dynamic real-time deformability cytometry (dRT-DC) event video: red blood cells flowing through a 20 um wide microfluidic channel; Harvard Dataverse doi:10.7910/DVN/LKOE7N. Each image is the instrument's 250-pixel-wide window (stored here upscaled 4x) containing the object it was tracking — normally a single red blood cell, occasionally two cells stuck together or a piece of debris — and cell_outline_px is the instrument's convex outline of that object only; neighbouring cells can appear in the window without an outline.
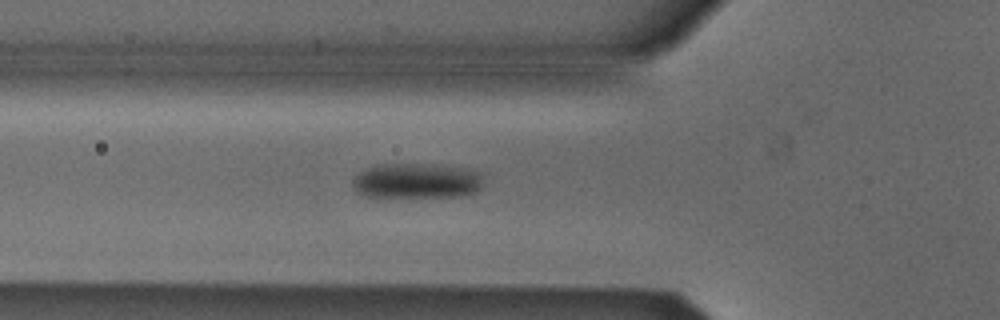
{"species": "Egyptian fruit bat (a non-hibernating species)", "species_latin": "Rousettus aegyptiacus", "temperature_condition": "cold", "stored_images_in_passage": 31, "camera_frame_rate_fps": 3000, "um_per_image_px": 0.085, "animal": {"sex": "male"}, "frame": {"image": 1, "passage_image": 3, "time_ms": 0.667, "image_size_px": [1000, 320], "cell_outline_px": [[484, 184], [476, 192], [460, 196], [380, 200], [376, 200], [364, 196], [356, 192], [352, 188], [352, 180], [364, 168], [376, 164], [412, 164], [468, 168], [476, 172], [484, 180]], "centroid_in_image_um": [35.3, 15.44], "position_along_channel_um": 90.5, "area_um2": 28.09}}
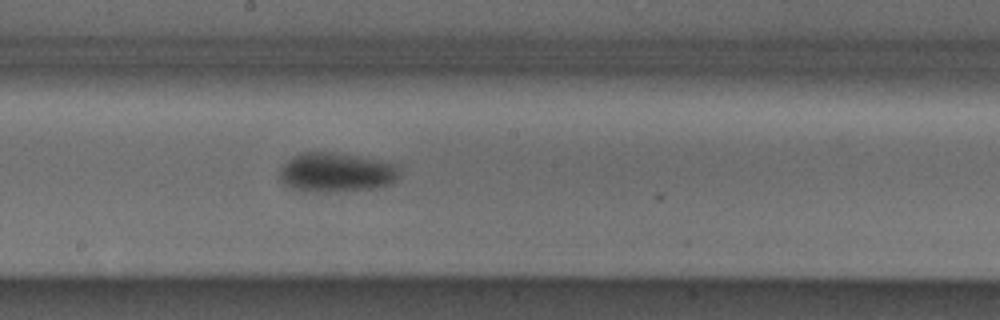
{"frame": {"image": 2, "passage_image": 13, "time_ms": 4.0, "image_size_px": [1000, 320], "cell_outline_px": [[400, 176], [392, 184], [380, 188], [328, 192], [308, 192], [288, 188], [280, 180], [280, 168], [292, 156], [304, 152], [328, 152], [356, 156], [396, 164], [400, 168]], "centroid_in_image_um": [28.59, 14.68], "position_along_channel_um": 219.6, "area_um2": 27.8}}
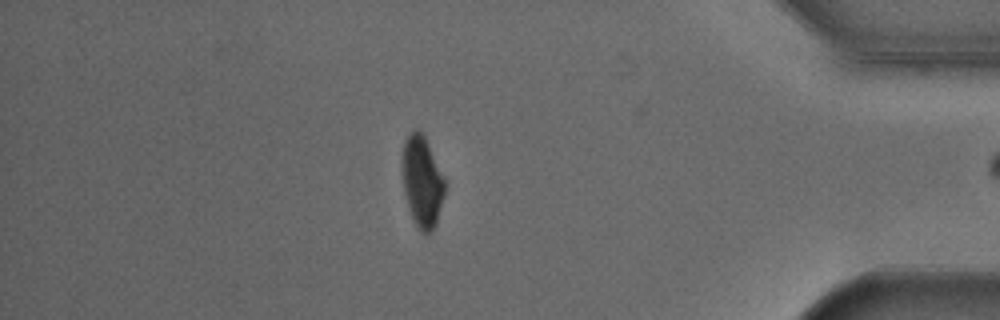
{"frame": {"image": 3, "passage_image": 30, "time_ms": 9.667, "image_size_px": [1000, 320], "cell_outline_px": [[444, 196], [436, 224], [432, 232], [428, 236], [420, 232], [416, 228], [412, 220], [408, 208], [404, 192], [400, 160], [404, 140], [412, 128], [420, 128], [428, 144], [444, 180]], "centroid_in_image_um": [35.82, 15.45], "position_along_channel_um": 399.4, "area_um2": 23.12}}